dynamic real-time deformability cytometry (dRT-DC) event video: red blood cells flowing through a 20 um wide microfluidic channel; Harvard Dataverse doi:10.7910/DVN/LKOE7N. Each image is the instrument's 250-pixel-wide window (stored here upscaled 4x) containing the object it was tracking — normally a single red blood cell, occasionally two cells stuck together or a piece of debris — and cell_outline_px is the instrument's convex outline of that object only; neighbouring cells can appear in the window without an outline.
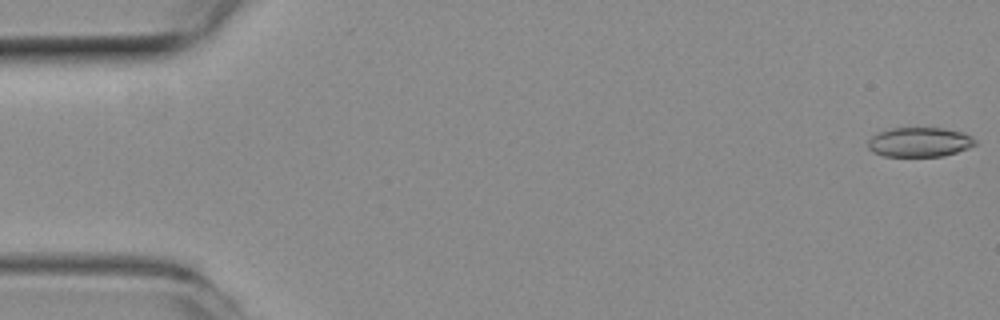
{"species": "common noctule bat (a hibernating species)", "species_latin": "Nyctalus noctula", "temperature_condition": "room temperature", "stored_images_in_passage": 47, "camera_frame_rate_fps": 3000, "um_per_image_px": 0.085, "animal": {"sex": "female", "body_mass_g": 19.3, "forearm_length_mm": 54.1}, "frame": {"image": 1, "passage_image": 1, "time_ms": 0.0, "image_size_px": [1000, 320], "cell_outline_px": [[976, 144], [968, 148], [944, 156], [884, 156], [872, 152], [868, 148], [868, 140], [876, 132], [892, 128], [940, 128], [964, 132], [972, 136], [976, 140]], "centroid_in_image_um": [78.15, 12.07], "position_along_channel_um": 6.9, "area_um2": 18.55}}
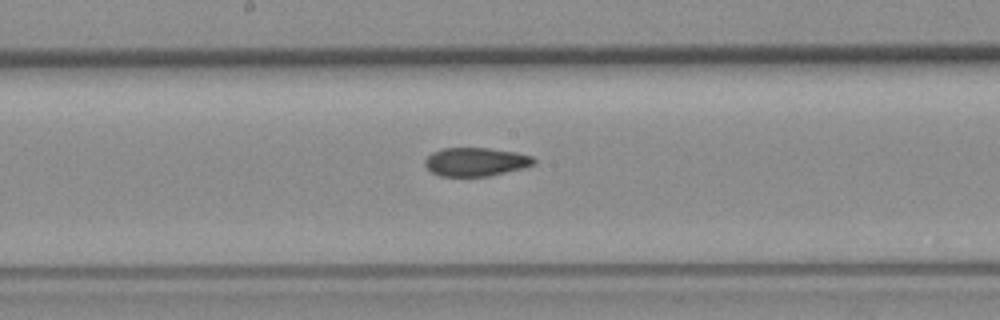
{"frame": {"image": 2, "passage_image": 27, "time_ms": 8.667, "image_size_px": [1000, 320], "cell_outline_px": [[536, 164], [524, 168], [488, 176], [440, 176], [432, 172], [424, 164], [424, 160], [432, 152], [444, 148], [488, 148], [516, 152], [532, 156], [536, 160]], "centroid_in_image_um": [40.46, 13.75], "position_along_channel_um": 207.7, "area_um2": 18.15}}
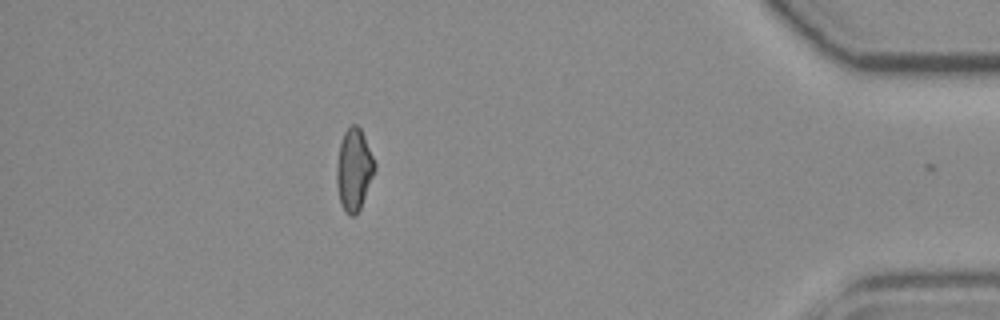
{"frame": {"image": 3, "passage_image": 46, "time_ms": 15.0, "image_size_px": [1000, 320], "cell_outline_px": [[376, 168], [360, 208], [352, 216], [348, 216], [344, 212], [340, 204], [336, 184], [336, 164], [340, 144], [344, 132], [352, 124], [356, 124], [360, 128], [364, 136], [376, 164]], "centroid_in_image_um": [30.07, 14.43], "position_along_channel_um": 405.1, "area_um2": 18.15}, "authors_computed_cell_mechanics": {"area_um2": 18.8428, "velocity_mm_per_s": 3.9528, "shape_relaxation_time_tau1_ms": null, "shape_relaxation_time_tau2_ms": 3.6168, "deformation_change_tau1": null, "deformation_change_tau2": 0.1028}}